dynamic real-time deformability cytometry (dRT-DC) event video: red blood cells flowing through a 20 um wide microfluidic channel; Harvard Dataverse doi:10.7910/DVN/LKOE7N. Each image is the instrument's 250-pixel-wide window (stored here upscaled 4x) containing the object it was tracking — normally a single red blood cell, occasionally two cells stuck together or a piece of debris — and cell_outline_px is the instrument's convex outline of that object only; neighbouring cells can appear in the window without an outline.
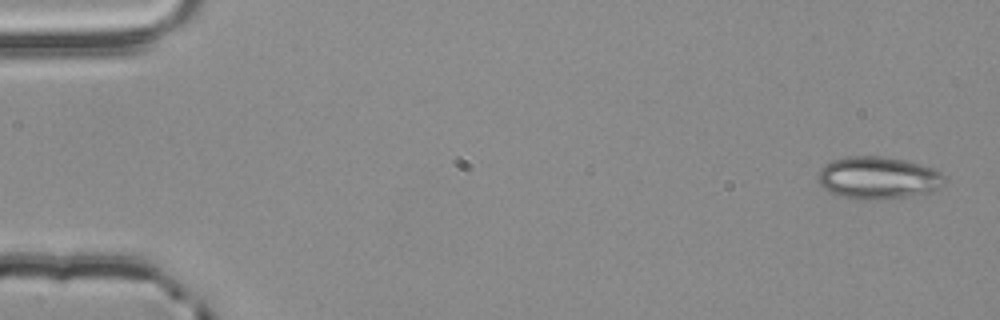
{"species": "common noctule bat (a hibernating species)", "species_latin": "Nyctalus noctula", "temperature_condition": "room temperature", "stored_images_in_passage": 4, "camera_frame_rate_fps": 3000, "um_per_image_px": 0.085, "animal": {"sex": "male", "body_mass_g": 20.4}, "frame": {"image": 1, "passage_image": 1, "time_ms": 0.0, "image_size_px": [1000, 320], "cell_outline_px": [[944, 180], [932, 192], [908, 196], [876, 200], [860, 200], [836, 196], [828, 192], [820, 184], [816, 176], [820, 168], [832, 160], [848, 156], [880, 156], [904, 160], [932, 168], [940, 172], [944, 176]], "centroid_in_image_um": [74.56, 15.13], "position_along_channel_um": 10.4, "area_um2": 31.33}}